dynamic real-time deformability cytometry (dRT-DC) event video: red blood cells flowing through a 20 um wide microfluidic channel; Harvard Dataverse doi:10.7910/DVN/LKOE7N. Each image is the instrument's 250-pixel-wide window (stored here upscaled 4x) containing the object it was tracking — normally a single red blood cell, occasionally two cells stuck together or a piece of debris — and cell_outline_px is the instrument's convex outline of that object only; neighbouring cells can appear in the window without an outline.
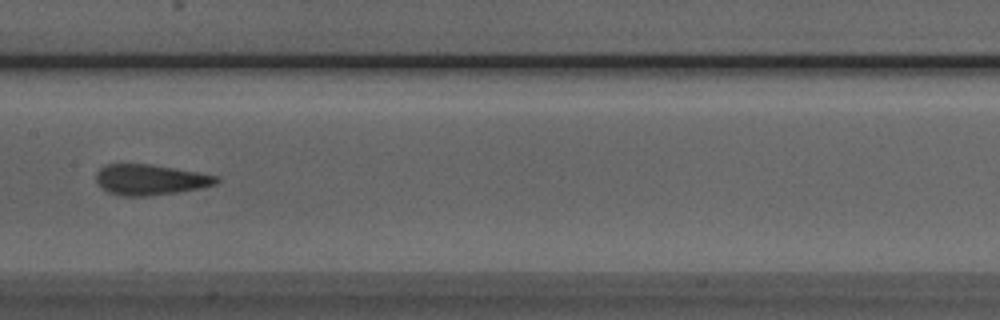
{"species": "Egyptian fruit bat (a non-hibernating species)", "species_latin": "Rousettus aegyptiacus", "temperature_condition": "room temperature", "stored_images_in_passage": 9, "camera_frame_rate_fps": 3000, "um_per_image_px": 0.085, "animal": {"sex": "male"}, "frame": {"image": 1, "passage_image": 8, "time_ms": 9.0, "image_size_px": [1000, 320], "cell_outline_px": [[220, 180], [216, 184], [180, 192], [148, 196], [120, 196], [108, 192], [96, 180], [96, 172], [104, 164], [152, 164], [200, 172], [220, 176]], "centroid_in_image_um": [12.8, 15.27], "position_along_channel_um": 194.6, "area_um2": 21.62}}
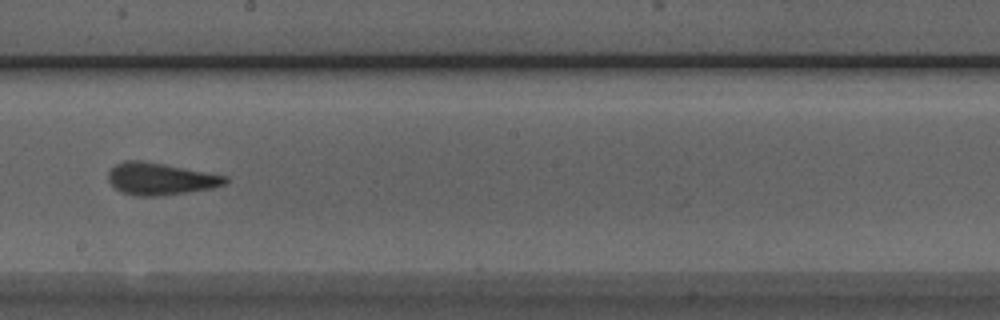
{"frame": {"image": 2, "passage_image": 9, "time_ms": 10.0, "image_size_px": [1000, 320], "cell_outline_px": [[228, 180], [224, 184], [212, 188], [156, 196], [136, 196], [120, 192], [108, 180], [108, 172], [116, 164], [124, 160], [140, 160], [228, 176]], "centroid_in_image_um": [13.59, 15.2], "position_along_channel_um": 234.6, "area_um2": 21.56}}